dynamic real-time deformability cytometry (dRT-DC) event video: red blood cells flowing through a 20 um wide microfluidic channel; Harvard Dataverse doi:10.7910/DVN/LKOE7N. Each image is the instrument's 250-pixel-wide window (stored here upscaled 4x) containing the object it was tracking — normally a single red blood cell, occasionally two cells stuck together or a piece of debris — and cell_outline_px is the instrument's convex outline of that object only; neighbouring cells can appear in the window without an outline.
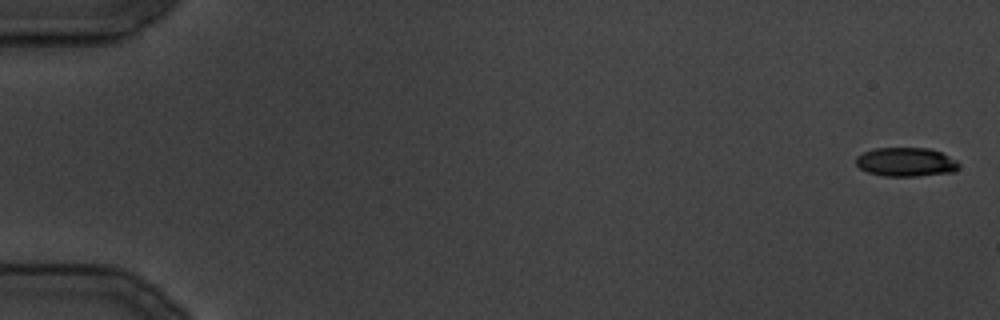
{"species": "common noctule bat (a hibernating species)", "species_latin": "Nyctalus noctula", "temperature_condition": "cold", "stored_images_in_passage": 5, "camera_frame_rate_fps": 3000, "um_per_image_px": 0.085, "animal": {"sex": "male", "body_mass_g": 19.5, "forearm_length_mm": 54.6}, "frame": {"image": 1, "passage_image": 1, "time_ms": 0.0, "image_size_px": [1000, 320], "cell_outline_px": [[960, 168], [956, 172], [916, 176], [884, 176], [868, 172], [860, 168], [856, 164], [856, 156], [864, 152], [876, 148], [928, 148], [940, 152], [956, 160], [960, 164]], "centroid_in_image_um": [77.03, 13.78], "position_along_channel_um": 8.0, "area_um2": 17.4}}